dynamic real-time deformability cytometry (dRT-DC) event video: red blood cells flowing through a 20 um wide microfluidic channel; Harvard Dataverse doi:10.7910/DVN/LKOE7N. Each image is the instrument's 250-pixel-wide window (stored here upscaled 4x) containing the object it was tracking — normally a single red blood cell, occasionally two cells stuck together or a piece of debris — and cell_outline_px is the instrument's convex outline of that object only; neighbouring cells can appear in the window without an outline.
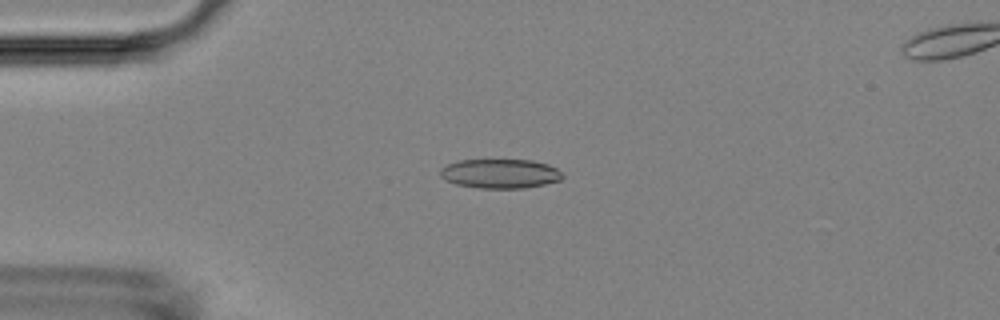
{"species": "Egyptian fruit bat (a non-hibernating species)", "species_latin": "Rousettus aegyptiacus", "temperature_condition": "room temperature", "stored_images_in_passage": 54, "camera_frame_rate_fps": 3000, "um_per_image_px": 0.085, "animal": {"sex": "female"}, "frame": {"image": 1, "passage_image": 13, "time_ms": 4.0, "image_size_px": [1000, 320], "cell_outline_px": [[564, 176], [560, 180], [544, 184], [524, 188], [480, 188], [456, 184], [444, 180], [440, 176], [440, 168], [456, 160], [532, 160], [548, 164], [556, 168]], "centroid_in_image_um": [42.48, 14.75], "position_along_channel_um": 42.5, "area_um2": 20.92}}
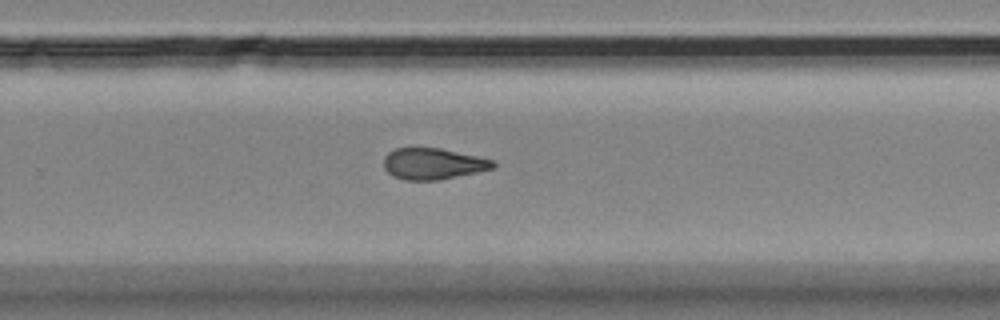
{"frame": {"image": 2, "passage_image": 35, "time_ms": 11.333, "image_size_px": [1000, 320], "cell_outline_px": [[496, 164], [492, 168], [476, 172], [440, 180], [404, 180], [392, 176], [384, 168], [384, 156], [388, 152], [396, 148], [440, 148], [496, 160]], "centroid_in_image_um": [36.8, 13.92], "position_along_channel_um": 293.0, "area_um2": 19.94}}
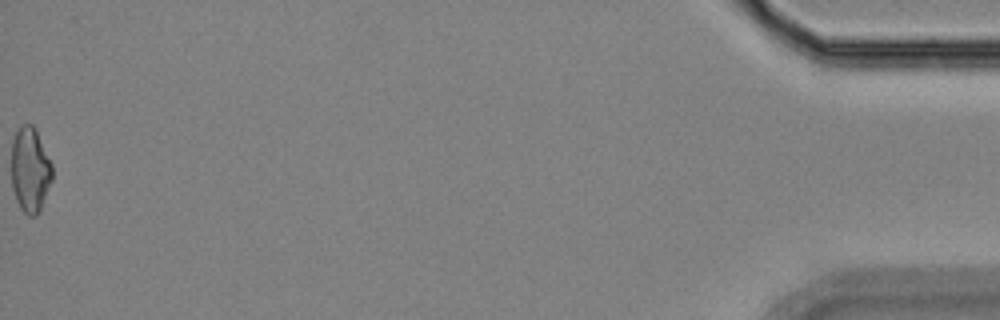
{"frame": {"image": 3, "passage_image": 54, "time_ms": 17.667, "image_size_px": [1000, 320], "cell_outline_px": [[52, 180], [40, 212], [36, 216], [28, 216], [20, 208], [16, 200], [12, 188], [12, 140], [16, 132], [24, 124], [32, 124], [36, 128], [52, 164]], "centroid_in_image_um": [2.57, 14.46], "position_along_channel_um": 432.6, "area_um2": 20.4}, "authors_computed_cell_mechanics": {"area_um2": 20.6057, "velocity_mm_per_s": 3.7136, "shape_relaxation_time_tau1_ms": null, "shape_relaxation_time_tau2_ms": 2.6258, "deformation_change_tau1": null, "deformation_change_tau2": 0.0926}}